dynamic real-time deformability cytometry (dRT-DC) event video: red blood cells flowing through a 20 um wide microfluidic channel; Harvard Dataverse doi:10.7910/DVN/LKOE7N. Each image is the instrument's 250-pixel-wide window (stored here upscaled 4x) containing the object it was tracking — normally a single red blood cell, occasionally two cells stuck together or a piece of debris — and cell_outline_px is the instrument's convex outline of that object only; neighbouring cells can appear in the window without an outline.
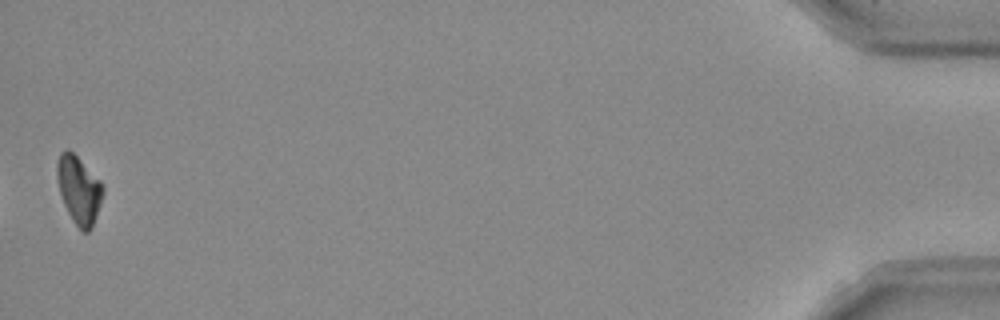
{"species": "Egyptian fruit bat (a non-hibernating species)", "species_latin": "Rousettus aegyptiacus", "temperature_condition": "room temperature", "stored_images_in_passage": 39, "camera_frame_rate_fps": 3000, "um_per_image_px": 0.085, "frame": {"image": 1, "passage_image": 39, "time_ms": 12.667, "image_size_px": [1000, 320], "cell_outline_px": [[104, 192], [92, 228], [88, 232], [84, 232], [72, 220], [64, 204], [60, 192], [56, 176], [56, 164], [60, 152], [64, 148], [68, 148], [100, 180], [104, 188]], "centroid_in_image_um": [6.69, 16.11], "position_along_channel_um": 428.5, "area_um2": 18.03}, "authors_computed_cell_mechanics": {"area_um2": 19.2474, "velocity_mm_per_s": 3.9537, "shape_relaxation_time_tau1_ms": 2.6704, "shape_relaxation_time_tau2_ms": null, "deformation_change_tau1": 0.1147, "deformation_change_tau2": null}}